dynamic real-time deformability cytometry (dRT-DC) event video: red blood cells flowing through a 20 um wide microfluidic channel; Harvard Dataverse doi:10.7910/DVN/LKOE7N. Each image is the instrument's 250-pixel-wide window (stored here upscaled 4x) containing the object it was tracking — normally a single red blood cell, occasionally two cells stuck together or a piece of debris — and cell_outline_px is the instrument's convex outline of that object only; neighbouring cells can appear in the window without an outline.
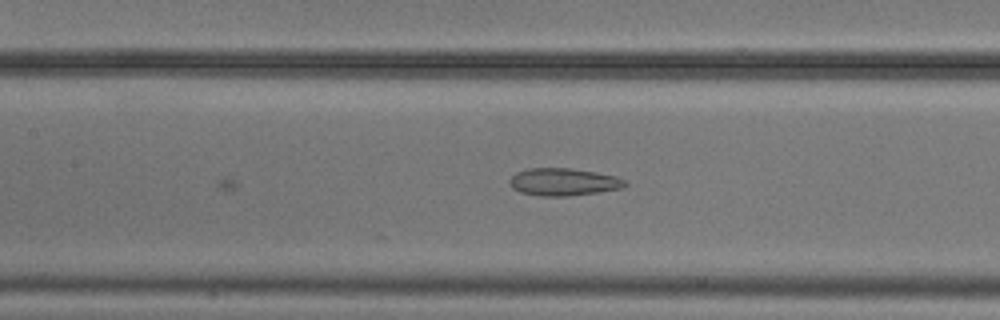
{"species": "common noctule bat (a hibernating species)", "species_latin": "Nyctalus noctula", "temperature_condition": "cold", "stored_images_in_passage": 14, "camera_frame_rate_fps": 3000, "um_per_image_px": 0.085, "animal": {"sex": "male", "body_mass_g": 20.5, "forearm_length_mm": 52.5}, "frame": {"image": 1, "passage_image": 14, "time_ms": 4.333, "image_size_px": [1000, 320], "cell_outline_px": [[628, 184], [624, 188], [568, 196], [540, 196], [520, 192], [512, 188], [508, 180], [516, 172], [528, 168], [568, 168], [596, 172], [616, 176], [624, 180]], "centroid_in_image_um": [47.88, 15.46], "position_along_channel_um": 159.5, "area_um2": 18.5}}